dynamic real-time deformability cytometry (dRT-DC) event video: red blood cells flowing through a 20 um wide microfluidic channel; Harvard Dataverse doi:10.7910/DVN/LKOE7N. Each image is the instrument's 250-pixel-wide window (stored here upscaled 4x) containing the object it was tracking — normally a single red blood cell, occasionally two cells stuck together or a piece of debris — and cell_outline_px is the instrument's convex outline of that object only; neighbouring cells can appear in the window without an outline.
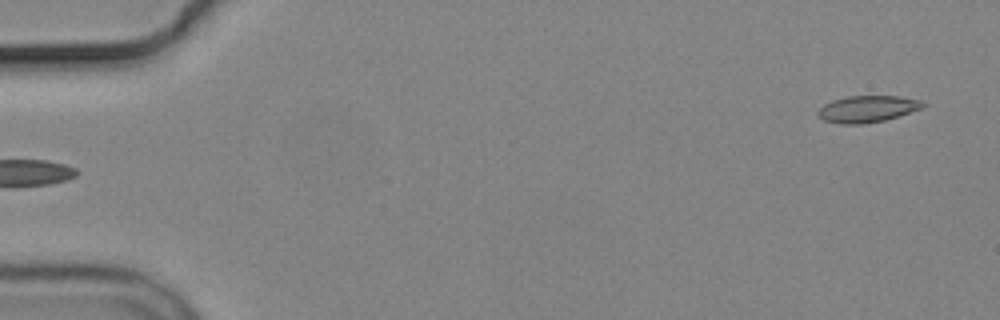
{"species": "common noctule bat (a hibernating species)", "species_latin": "Nyctalus noctula", "temperature_condition": "cold", "stored_images_in_passage": 4, "camera_frame_rate_fps": 3000, "um_per_image_px": 0.085, "animal": {"sex": "male", "body_mass_g": 19.2, "forearm_length_mm": 51.8}, "frame": {"image": 1, "passage_image": 4, "time_ms": 3.333, "image_size_px": [1000, 320], "cell_outline_px": [[928, 104], [920, 108], [884, 120], [864, 124], [840, 124], [824, 120], [816, 112], [824, 104], [832, 100], [848, 96], [900, 96], [924, 100]], "centroid_in_image_um": [73.73, 9.25], "position_along_channel_um": 11.3, "area_um2": 16.24}}